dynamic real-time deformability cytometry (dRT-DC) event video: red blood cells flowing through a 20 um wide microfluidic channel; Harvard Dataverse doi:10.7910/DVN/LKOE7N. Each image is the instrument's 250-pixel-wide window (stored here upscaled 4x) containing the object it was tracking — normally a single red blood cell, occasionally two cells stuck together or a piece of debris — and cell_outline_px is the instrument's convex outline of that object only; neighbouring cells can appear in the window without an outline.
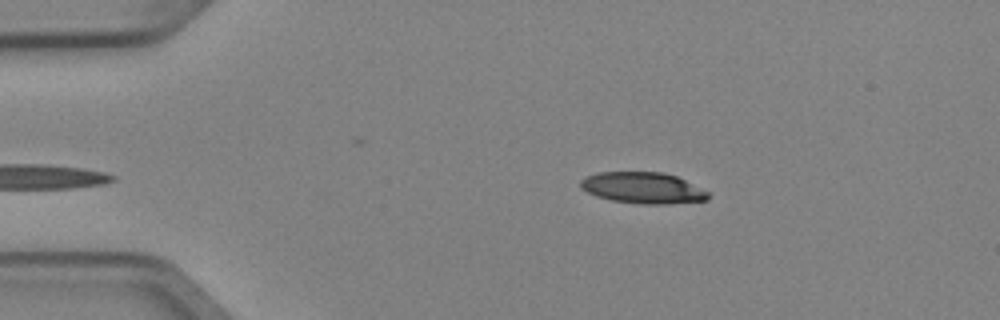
{"species": "Egyptian fruit bat (a non-hibernating species)", "species_latin": "Rousettus aegyptiacus", "temperature_condition": "cold", "stored_images_in_passage": 4, "camera_frame_rate_fps": 3000, "um_per_image_px": 0.085, "animal": {"sex": "female"}, "frame": {"image": 1, "passage_image": 4, "time_ms": 1.0, "image_size_px": [1000, 320], "cell_outline_px": [[708, 200], [668, 204], [640, 204], [612, 200], [596, 196], [580, 188], [580, 180], [596, 172], [664, 172], [676, 176], [708, 192]], "centroid_in_image_um": [54.62, 15.97], "position_along_channel_um": 30.4, "area_um2": 23.12}}